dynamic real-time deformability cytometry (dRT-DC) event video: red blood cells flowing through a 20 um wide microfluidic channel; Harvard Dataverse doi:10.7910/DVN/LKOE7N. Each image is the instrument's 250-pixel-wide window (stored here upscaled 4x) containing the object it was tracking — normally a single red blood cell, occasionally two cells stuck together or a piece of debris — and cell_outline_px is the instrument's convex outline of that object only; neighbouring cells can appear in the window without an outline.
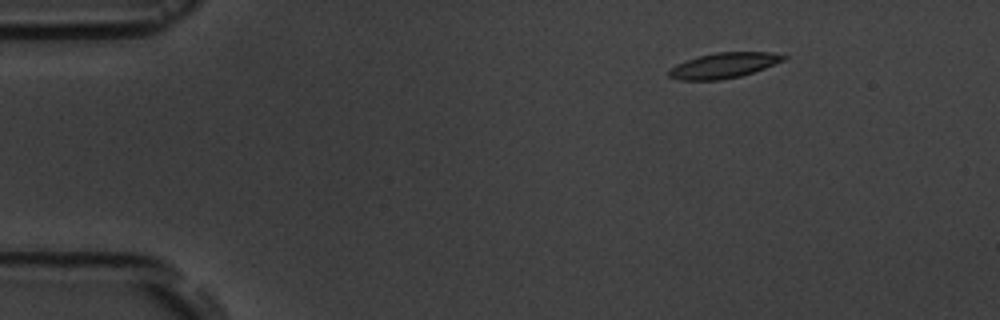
{"species": "common noctule bat (a hibernating species)", "species_latin": "Nyctalus noctula", "temperature_condition": "room temperature", "stored_images_in_passage": 15, "camera_frame_rate_fps": 3000, "um_per_image_px": 0.085, "animal": {"sex": "male", "body_mass_g": 19.5, "forearm_length_mm": 54.6}, "frame": {"image": 1, "passage_image": 1, "time_ms": 0.0, "image_size_px": [1000, 320], "cell_outline_px": [[788, 56], [784, 60], [764, 68], [740, 76], [720, 80], [680, 80], [668, 76], [668, 68], [676, 64], [700, 56], [716, 52], [772, 52]], "centroid_in_image_um": [61.49, 5.56], "position_along_channel_um": 23.5, "area_um2": 16.82}}
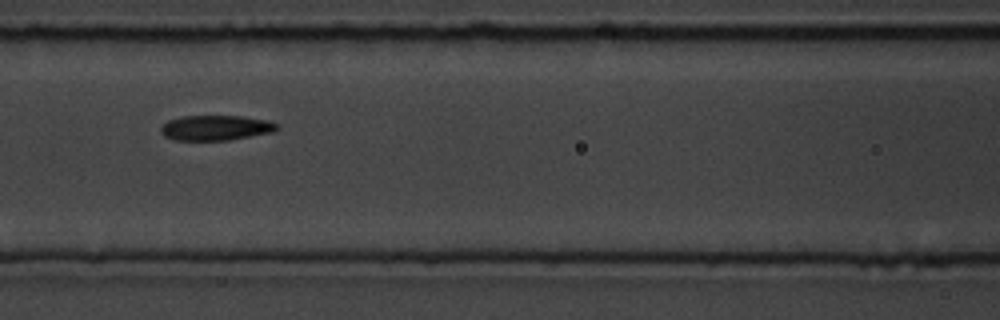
{"frame": {"image": 2, "passage_image": 6, "time_ms": 5.667, "image_size_px": [1000, 320], "cell_outline_px": [[280, 128], [272, 132], [228, 140], [176, 140], [164, 136], [160, 132], [160, 128], [168, 120], [180, 116], [244, 116], [268, 120], [280, 124]], "centroid_in_image_um": [18.36, 10.85], "position_along_channel_um": 148.2, "area_um2": 17.11}}
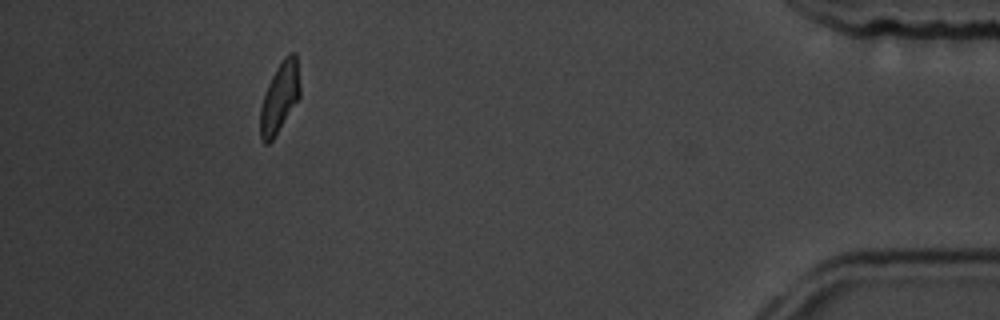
{"frame": {"image": 3, "passage_image": 14, "time_ms": 14.667, "image_size_px": [1000, 320], "cell_outline_px": [[300, 96], [272, 140], [268, 144], [264, 144], [260, 140], [260, 108], [268, 84], [276, 68], [284, 56], [288, 52], [296, 52], [300, 84]], "centroid_in_image_um": [23.77, 8.26], "position_along_channel_um": 411.4, "area_um2": 16.18}, "authors_computed_cell_mechanics": {"area_um2": 17.34, "velocity_mm_per_s": 3.587, "shape_relaxation_time_tau1_ms": 2.5631, "shape_relaxation_time_tau2_ms": 1.9902, "deformation_change_tau1": 0.1126, "deformation_change_tau2": 0.0754}}